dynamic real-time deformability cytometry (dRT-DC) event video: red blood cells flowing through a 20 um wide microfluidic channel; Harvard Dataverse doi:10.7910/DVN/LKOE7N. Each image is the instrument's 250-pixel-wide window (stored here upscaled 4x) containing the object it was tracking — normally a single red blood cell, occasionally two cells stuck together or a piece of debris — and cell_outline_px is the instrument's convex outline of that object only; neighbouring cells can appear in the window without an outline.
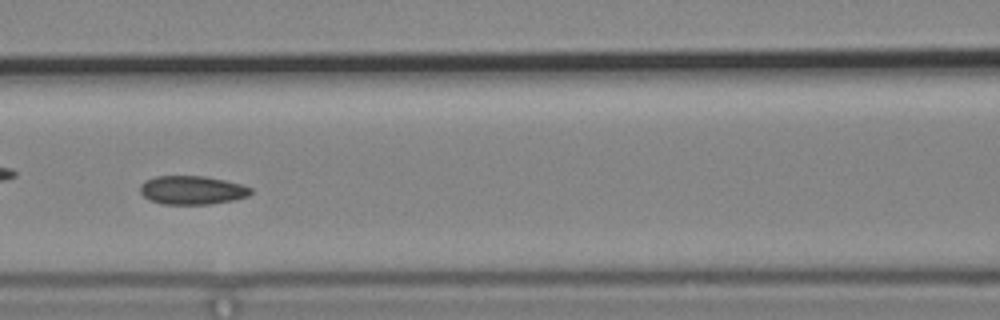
{"species": "common noctule bat (a hibernating species)", "species_latin": "Nyctalus noctula", "temperature_condition": "cold", "stored_images_in_passage": 56, "camera_frame_rate_fps": 3000, "um_per_image_px": 0.085, "animal": {"sex": "male", "body_mass_g": 19.2, "forearm_length_mm": 51.8}, "frame": {"image": 1, "passage_image": 25, "time_ms": 8.0, "image_size_px": [1000, 320], "cell_outline_px": [[252, 192], [248, 196], [236, 200], [212, 204], [164, 204], [152, 200], [144, 196], [140, 192], [140, 184], [144, 180], [156, 176], [204, 176], [224, 180], [240, 184], [252, 188]], "centroid_in_image_um": [16.34, 16.16], "position_along_channel_um": 150.3, "area_um2": 18.5}, "authors_computed_cell_mechanics": {"area_um2": 18.6116, "velocity_mm_per_s": 3.6787, "shape_relaxation_time_tau1_ms": null, "shape_relaxation_time_tau2_ms": 2.7469, "deformation_change_tau1": null, "deformation_change_tau2": 0.0598}}